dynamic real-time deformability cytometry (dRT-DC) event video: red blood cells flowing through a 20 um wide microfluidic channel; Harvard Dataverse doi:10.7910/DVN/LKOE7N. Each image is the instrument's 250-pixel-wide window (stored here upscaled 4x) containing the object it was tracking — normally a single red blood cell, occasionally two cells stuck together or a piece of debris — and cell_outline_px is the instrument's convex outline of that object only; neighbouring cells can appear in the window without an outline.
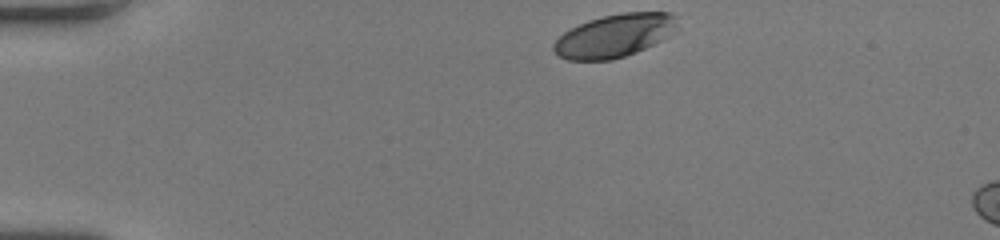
{"species": "human", "species_latin": "Homo sapiens", "temperature_condition": "room temperature", "stored_images_in_passage": 6, "camera_frame_rate_fps": 3000, "um_per_image_px": 0.085, "donor": {"sex": "female"}, "frame": {"image": 1, "passage_image": 1, "time_ms": 0.0, "image_size_px": [1000, 240], "cell_outline_px": [[676, 16], [672, 24], [664, 36], [660, 40], [636, 52], [612, 60], [568, 60], [556, 56], [552, 48], [552, 44], [564, 32], [588, 20], [620, 12], [668, 12]], "centroid_in_image_um": [52.09, 3.05], "position_along_channel_um": 32.9, "area_um2": 30.23}}